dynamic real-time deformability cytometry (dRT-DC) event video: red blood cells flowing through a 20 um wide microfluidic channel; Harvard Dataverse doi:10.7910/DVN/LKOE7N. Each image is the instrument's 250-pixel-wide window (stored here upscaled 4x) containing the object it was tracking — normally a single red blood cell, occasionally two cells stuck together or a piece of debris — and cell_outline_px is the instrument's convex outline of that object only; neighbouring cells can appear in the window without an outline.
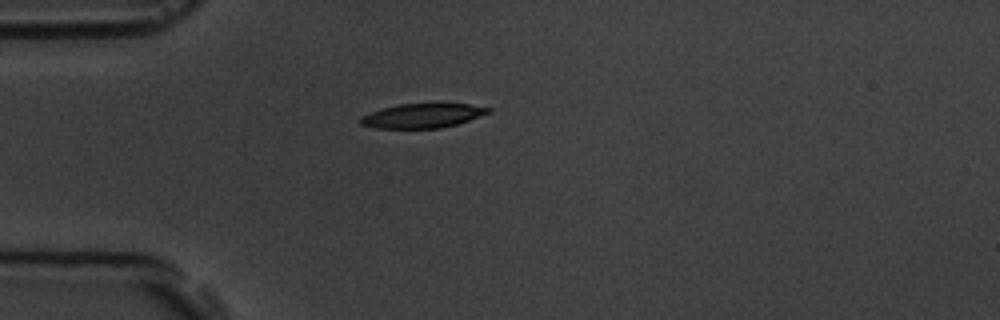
{"species": "common noctule bat (a hibernating species)", "species_latin": "Nyctalus noctula", "temperature_condition": "room temperature", "stored_images_in_passage": 1, "camera_frame_rate_fps": 3000, "um_per_image_px": 0.085, "animal": {"sex": "male", "body_mass_g": 19.5, "forearm_length_mm": 54.6}, "frame": {"image": 1, "passage_image": 1, "time_ms": 0.0, "image_size_px": [1000, 320], "cell_outline_px": [[492, 112], [456, 124], [440, 128], [376, 128], [360, 124], [360, 116], [384, 108], [400, 104], [436, 100], [468, 104], [492, 108]], "centroid_in_image_um": [35.98, 9.78], "position_along_channel_um": 49.0, "area_um2": 18.84}}